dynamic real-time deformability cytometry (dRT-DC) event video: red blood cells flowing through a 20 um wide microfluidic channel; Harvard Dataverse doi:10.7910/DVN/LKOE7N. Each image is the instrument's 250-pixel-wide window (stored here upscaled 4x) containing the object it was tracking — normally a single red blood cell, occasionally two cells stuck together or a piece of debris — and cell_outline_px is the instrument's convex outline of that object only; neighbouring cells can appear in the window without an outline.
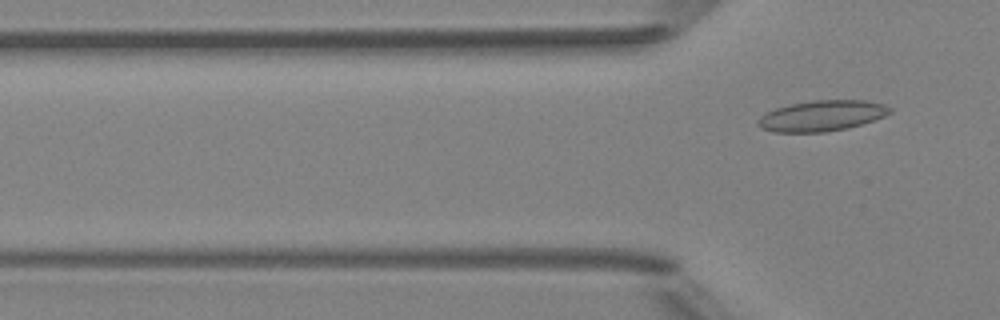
{"species": "Egyptian fruit bat (a non-hibernating species)", "species_latin": "Rousettus aegyptiacus", "temperature_condition": "room temperature", "stored_images_in_passage": 6, "camera_frame_rate_fps": 3000, "um_per_image_px": 0.085, "animal": {"sex": "female"}, "frame": {"image": 1, "passage_image": 6, "time_ms": 6.667, "image_size_px": [1000, 320], "cell_outline_px": [[892, 112], [884, 116], [848, 128], [824, 132], [776, 132], [760, 128], [756, 124], [756, 120], [760, 116], [776, 108], [792, 104], [812, 100], [864, 100], [884, 104], [892, 108]], "centroid_in_image_um": [69.84, 9.84], "position_along_channel_um": 56.0, "area_um2": 23.52}}